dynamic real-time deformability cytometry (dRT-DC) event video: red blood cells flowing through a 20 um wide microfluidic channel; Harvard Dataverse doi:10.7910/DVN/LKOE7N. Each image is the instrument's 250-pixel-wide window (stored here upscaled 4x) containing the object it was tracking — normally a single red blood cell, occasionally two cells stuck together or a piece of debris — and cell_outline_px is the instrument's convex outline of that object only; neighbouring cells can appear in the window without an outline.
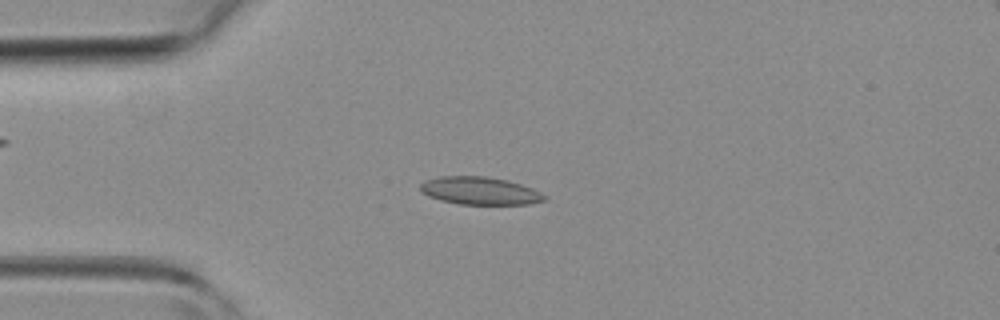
{"species": "common noctule bat (a hibernating species)", "species_latin": "Nyctalus noctula", "temperature_condition": "room temperature", "stored_images_in_passage": 2, "camera_frame_rate_fps": 3000, "um_per_image_px": 0.085, "animal": {"sex": "female", "body_mass_g": 19.3, "forearm_length_mm": 54.1}, "frame": {"image": 1, "passage_image": 2, "time_ms": 2.0, "image_size_px": [1000, 320], "cell_outline_px": [[548, 200], [528, 204], [460, 204], [440, 200], [428, 196], [420, 192], [420, 184], [424, 180], [440, 176], [484, 176], [508, 180], [532, 188], [548, 196]], "centroid_in_image_um": [40.79, 16.21], "position_along_channel_um": 44.2, "area_um2": 20.23}}